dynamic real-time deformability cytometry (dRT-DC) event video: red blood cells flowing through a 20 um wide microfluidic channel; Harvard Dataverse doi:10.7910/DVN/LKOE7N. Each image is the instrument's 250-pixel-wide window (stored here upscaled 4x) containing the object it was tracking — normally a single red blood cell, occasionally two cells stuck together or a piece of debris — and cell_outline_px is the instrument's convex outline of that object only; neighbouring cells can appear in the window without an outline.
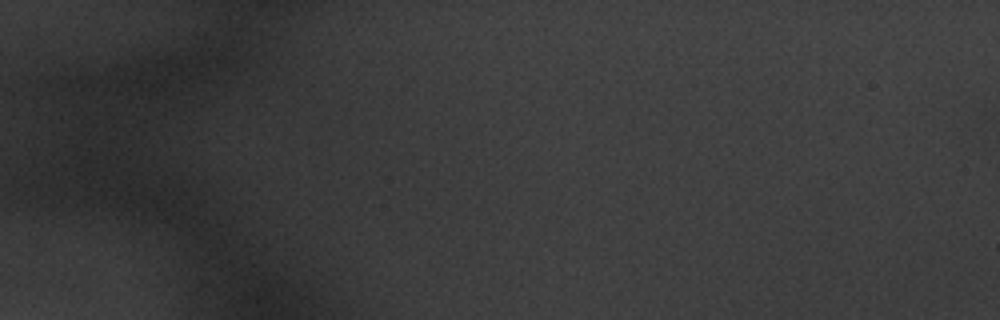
{"species": "common noctule bat (a hibernating species)", "species_latin": "Nyctalus noctula", "temperature_condition": "warm", "stored_images_in_passage": 16, "camera_frame_rate_fps": 3000, "um_per_image_px": 0.085, "animal": {"sex": "male", "body_mass_g": 20.1, "forearm_length_mm": 53.5}, "frame": {"image": 1, "passage_image": 1, "time_ms": 0.0, "image_size_px": [1000, 320], "cell_outline_px": [[200, 64], [140, 84], [108, 88], [64, 88], [52, 80], [52, 76], [164, 52], [192, 56], [200, 60]], "centroid_in_image_um": [10.79, 6.1], "position_along_channel_um": 74.2, "area_um2": 21.15}}
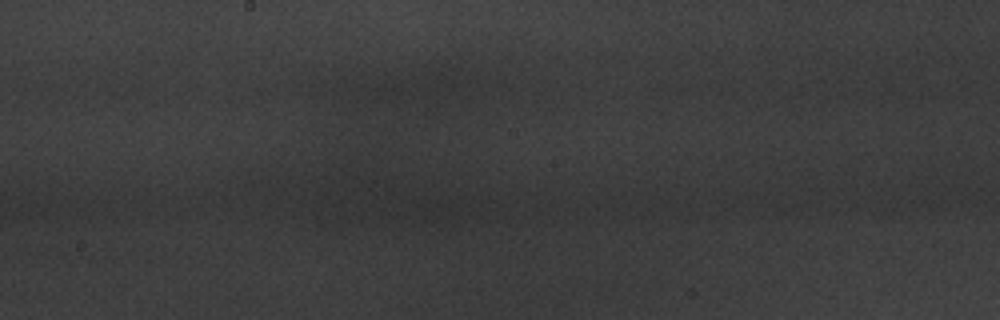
{"frame": {"image": 2, "passage_image": 12, "time_ms": 3.667, "image_size_px": [1000, 320], "cell_outline_px": [[480, 84], [444, 96], [376, 104], [352, 100], [312, 92], [308, 88], [320, 76], [460, 68], [480, 76]], "centroid_in_image_um": [33.63, 7.23], "position_along_channel_um": 214.6, "area_um2": 30.23}}
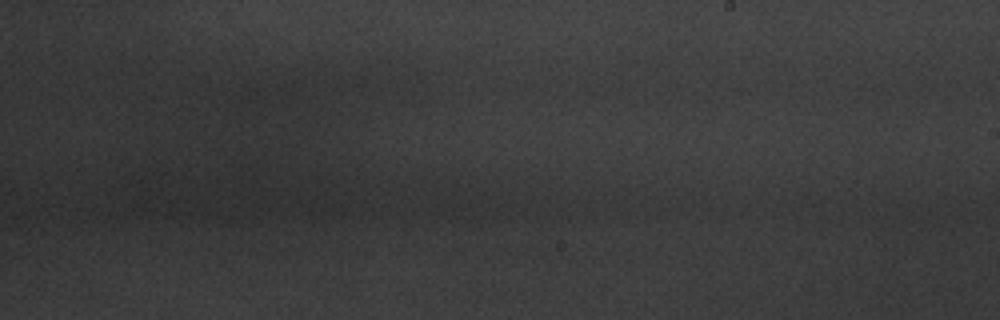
{"frame": {"image": 3, "passage_image": 16, "time_ms": 5.0, "image_size_px": [1000, 320], "cell_outline_px": [[364, 88], [360, 92], [276, 104], [248, 100], [240, 96], [236, 92], [244, 84], [288, 76], [312, 72], [344, 72], [360, 84]], "centroid_in_image_um": [25.51, 7.45], "position_along_channel_um": 263.5, "area_um2": 19.59}}